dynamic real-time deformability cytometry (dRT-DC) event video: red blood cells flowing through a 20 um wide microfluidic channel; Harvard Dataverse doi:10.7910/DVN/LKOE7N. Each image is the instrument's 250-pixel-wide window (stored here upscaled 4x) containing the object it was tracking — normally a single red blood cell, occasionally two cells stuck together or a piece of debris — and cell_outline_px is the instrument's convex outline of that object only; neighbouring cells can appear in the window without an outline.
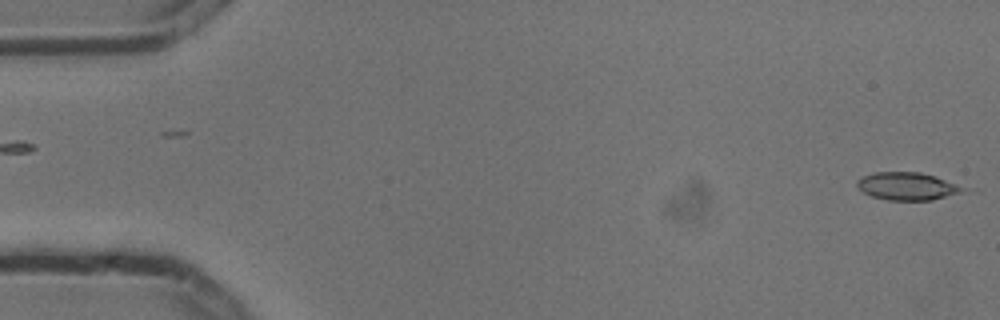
{"species": "common noctule bat (a hibernating species)", "species_latin": "Nyctalus noctula", "temperature_condition": "cold", "stored_images_in_passage": 2, "camera_frame_rate_fps": 3000, "um_per_image_px": 0.085, "animal": {"sex": "male", "body_mass_g": 13.3}, "frame": {"image": 1, "passage_image": 2, "time_ms": 0.333, "image_size_px": [1000, 320], "cell_outline_px": [[968, 188], [960, 192], [932, 200], [888, 200], [872, 196], [864, 192], [856, 184], [856, 180], [872, 172], [920, 172], [936, 176]], "centroid_in_image_um": [77.11, 15.82], "position_along_channel_um": 7.9, "area_um2": 16.99}}